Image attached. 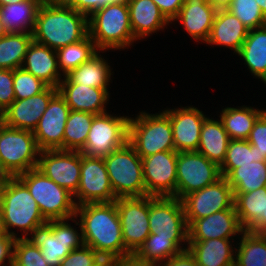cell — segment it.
<instances>
[{
    "label": "cell",
    "instance_id": "1",
    "mask_svg": "<svg viewBox=\"0 0 266 266\" xmlns=\"http://www.w3.org/2000/svg\"><path fill=\"white\" fill-rule=\"evenodd\" d=\"M80 216V231L84 245L93 248L103 259L117 260L131 257L125 248L121 221L116 202L87 203L76 206L75 218Z\"/></svg>",
    "mask_w": 266,
    "mask_h": 266
},
{
    "label": "cell",
    "instance_id": "2",
    "mask_svg": "<svg viewBox=\"0 0 266 266\" xmlns=\"http://www.w3.org/2000/svg\"><path fill=\"white\" fill-rule=\"evenodd\" d=\"M88 35V17L69 5L41 4L33 40L53 50L79 42Z\"/></svg>",
    "mask_w": 266,
    "mask_h": 266
},
{
    "label": "cell",
    "instance_id": "3",
    "mask_svg": "<svg viewBox=\"0 0 266 266\" xmlns=\"http://www.w3.org/2000/svg\"><path fill=\"white\" fill-rule=\"evenodd\" d=\"M0 214L4 232L14 239L27 238L28 232L47 222L29 192L18 177H8L0 188ZM19 228L23 237H17L11 228Z\"/></svg>",
    "mask_w": 266,
    "mask_h": 266
},
{
    "label": "cell",
    "instance_id": "4",
    "mask_svg": "<svg viewBox=\"0 0 266 266\" xmlns=\"http://www.w3.org/2000/svg\"><path fill=\"white\" fill-rule=\"evenodd\" d=\"M88 35L97 49H122L136 41L130 23L128 5L108 3L88 17Z\"/></svg>",
    "mask_w": 266,
    "mask_h": 266
},
{
    "label": "cell",
    "instance_id": "5",
    "mask_svg": "<svg viewBox=\"0 0 266 266\" xmlns=\"http://www.w3.org/2000/svg\"><path fill=\"white\" fill-rule=\"evenodd\" d=\"M103 160L117 198L147 196L142 159L129 142L111 152Z\"/></svg>",
    "mask_w": 266,
    "mask_h": 266
},
{
    "label": "cell",
    "instance_id": "6",
    "mask_svg": "<svg viewBox=\"0 0 266 266\" xmlns=\"http://www.w3.org/2000/svg\"><path fill=\"white\" fill-rule=\"evenodd\" d=\"M135 118L129 120L128 142L141 158L175 150L170 117L165 111L153 115L141 112Z\"/></svg>",
    "mask_w": 266,
    "mask_h": 266
},
{
    "label": "cell",
    "instance_id": "7",
    "mask_svg": "<svg viewBox=\"0 0 266 266\" xmlns=\"http://www.w3.org/2000/svg\"><path fill=\"white\" fill-rule=\"evenodd\" d=\"M29 189L43 217L49 220L75 217L76 205L73 195L37 168L17 176Z\"/></svg>",
    "mask_w": 266,
    "mask_h": 266
},
{
    "label": "cell",
    "instance_id": "8",
    "mask_svg": "<svg viewBox=\"0 0 266 266\" xmlns=\"http://www.w3.org/2000/svg\"><path fill=\"white\" fill-rule=\"evenodd\" d=\"M40 151L33 131L0 125V166L9 177L37 168Z\"/></svg>",
    "mask_w": 266,
    "mask_h": 266
},
{
    "label": "cell",
    "instance_id": "9",
    "mask_svg": "<svg viewBox=\"0 0 266 266\" xmlns=\"http://www.w3.org/2000/svg\"><path fill=\"white\" fill-rule=\"evenodd\" d=\"M67 219L49 220L37 226L26 238L40 248L41 254L49 266H60L62 260L74 249L84 245L82 233H78Z\"/></svg>",
    "mask_w": 266,
    "mask_h": 266
},
{
    "label": "cell",
    "instance_id": "10",
    "mask_svg": "<svg viewBox=\"0 0 266 266\" xmlns=\"http://www.w3.org/2000/svg\"><path fill=\"white\" fill-rule=\"evenodd\" d=\"M149 228L155 238H169L181 251L182 242L189 241L182 200L175 197L149 196Z\"/></svg>",
    "mask_w": 266,
    "mask_h": 266
},
{
    "label": "cell",
    "instance_id": "11",
    "mask_svg": "<svg viewBox=\"0 0 266 266\" xmlns=\"http://www.w3.org/2000/svg\"><path fill=\"white\" fill-rule=\"evenodd\" d=\"M129 120L127 116L95 115L84 147L80 150L88 157L104 158L128 142Z\"/></svg>",
    "mask_w": 266,
    "mask_h": 266
},
{
    "label": "cell",
    "instance_id": "12",
    "mask_svg": "<svg viewBox=\"0 0 266 266\" xmlns=\"http://www.w3.org/2000/svg\"><path fill=\"white\" fill-rule=\"evenodd\" d=\"M176 198L203 189L222 177L220 166L197 151L177 154Z\"/></svg>",
    "mask_w": 266,
    "mask_h": 266
},
{
    "label": "cell",
    "instance_id": "13",
    "mask_svg": "<svg viewBox=\"0 0 266 266\" xmlns=\"http://www.w3.org/2000/svg\"><path fill=\"white\" fill-rule=\"evenodd\" d=\"M234 192L226 177L186 195L182 199L188 227L197 219L225 209H235Z\"/></svg>",
    "mask_w": 266,
    "mask_h": 266
},
{
    "label": "cell",
    "instance_id": "14",
    "mask_svg": "<svg viewBox=\"0 0 266 266\" xmlns=\"http://www.w3.org/2000/svg\"><path fill=\"white\" fill-rule=\"evenodd\" d=\"M125 248L133 255L150 235L149 196L115 200Z\"/></svg>",
    "mask_w": 266,
    "mask_h": 266
},
{
    "label": "cell",
    "instance_id": "15",
    "mask_svg": "<svg viewBox=\"0 0 266 266\" xmlns=\"http://www.w3.org/2000/svg\"><path fill=\"white\" fill-rule=\"evenodd\" d=\"M76 206L87 203L114 202L117 197L111 187L103 158L88 157L81 153L80 182L73 196Z\"/></svg>",
    "mask_w": 266,
    "mask_h": 266
},
{
    "label": "cell",
    "instance_id": "16",
    "mask_svg": "<svg viewBox=\"0 0 266 266\" xmlns=\"http://www.w3.org/2000/svg\"><path fill=\"white\" fill-rule=\"evenodd\" d=\"M177 154L175 150H169L141 158L148 196L176 198Z\"/></svg>",
    "mask_w": 266,
    "mask_h": 266
},
{
    "label": "cell",
    "instance_id": "17",
    "mask_svg": "<svg viewBox=\"0 0 266 266\" xmlns=\"http://www.w3.org/2000/svg\"><path fill=\"white\" fill-rule=\"evenodd\" d=\"M37 169L73 196L80 182L81 152L70 150H41Z\"/></svg>",
    "mask_w": 266,
    "mask_h": 266
},
{
    "label": "cell",
    "instance_id": "18",
    "mask_svg": "<svg viewBox=\"0 0 266 266\" xmlns=\"http://www.w3.org/2000/svg\"><path fill=\"white\" fill-rule=\"evenodd\" d=\"M70 108L59 92L50 100L33 131L40 150H63L64 130Z\"/></svg>",
    "mask_w": 266,
    "mask_h": 266
},
{
    "label": "cell",
    "instance_id": "19",
    "mask_svg": "<svg viewBox=\"0 0 266 266\" xmlns=\"http://www.w3.org/2000/svg\"><path fill=\"white\" fill-rule=\"evenodd\" d=\"M58 93V88L48 86L38 95L15 99L3 112V123L12 128L34 131L50 100Z\"/></svg>",
    "mask_w": 266,
    "mask_h": 266
},
{
    "label": "cell",
    "instance_id": "20",
    "mask_svg": "<svg viewBox=\"0 0 266 266\" xmlns=\"http://www.w3.org/2000/svg\"><path fill=\"white\" fill-rule=\"evenodd\" d=\"M170 117L176 152L197 151L201 127L207 118L195 107L164 110Z\"/></svg>",
    "mask_w": 266,
    "mask_h": 266
},
{
    "label": "cell",
    "instance_id": "21",
    "mask_svg": "<svg viewBox=\"0 0 266 266\" xmlns=\"http://www.w3.org/2000/svg\"><path fill=\"white\" fill-rule=\"evenodd\" d=\"M189 240L229 239L244 229L240 225L236 209H225L205 218L195 220L189 227Z\"/></svg>",
    "mask_w": 266,
    "mask_h": 266
},
{
    "label": "cell",
    "instance_id": "22",
    "mask_svg": "<svg viewBox=\"0 0 266 266\" xmlns=\"http://www.w3.org/2000/svg\"><path fill=\"white\" fill-rule=\"evenodd\" d=\"M58 92L72 111L89 112L94 115L106 113L105 104L109 101L107 89L74 84L65 76L60 81Z\"/></svg>",
    "mask_w": 266,
    "mask_h": 266
},
{
    "label": "cell",
    "instance_id": "23",
    "mask_svg": "<svg viewBox=\"0 0 266 266\" xmlns=\"http://www.w3.org/2000/svg\"><path fill=\"white\" fill-rule=\"evenodd\" d=\"M22 68L48 86L58 88L60 84L57 51L34 40L27 49Z\"/></svg>",
    "mask_w": 266,
    "mask_h": 266
},
{
    "label": "cell",
    "instance_id": "24",
    "mask_svg": "<svg viewBox=\"0 0 266 266\" xmlns=\"http://www.w3.org/2000/svg\"><path fill=\"white\" fill-rule=\"evenodd\" d=\"M234 206L244 231L264 234L266 186L247 193H234Z\"/></svg>",
    "mask_w": 266,
    "mask_h": 266
},
{
    "label": "cell",
    "instance_id": "25",
    "mask_svg": "<svg viewBox=\"0 0 266 266\" xmlns=\"http://www.w3.org/2000/svg\"><path fill=\"white\" fill-rule=\"evenodd\" d=\"M217 9L207 0H184L180 12L174 18L195 40H208Z\"/></svg>",
    "mask_w": 266,
    "mask_h": 266
},
{
    "label": "cell",
    "instance_id": "26",
    "mask_svg": "<svg viewBox=\"0 0 266 266\" xmlns=\"http://www.w3.org/2000/svg\"><path fill=\"white\" fill-rule=\"evenodd\" d=\"M248 32L249 29L235 15L227 9H220L216 11L206 44L229 47L238 53Z\"/></svg>",
    "mask_w": 266,
    "mask_h": 266
},
{
    "label": "cell",
    "instance_id": "27",
    "mask_svg": "<svg viewBox=\"0 0 266 266\" xmlns=\"http://www.w3.org/2000/svg\"><path fill=\"white\" fill-rule=\"evenodd\" d=\"M128 10L136 40L164 29L165 25L171 23L152 0H131Z\"/></svg>",
    "mask_w": 266,
    "mask_h": 266
},
{
    "label": "cell",
    "instance_id": "28",
    "mask_svg": "<svg viewBox=\"0 0 266 266\" xmlns=\"http://www.w3.org/2000/svg\"><path fill=\"white\" fill-rule=\"evenodd\" d=\"M229 239L189 240L187 249L199 266H229L235 263ZM234 251V252H233Z\"/></svg>",
    "mask_w": 266,
    "mask_h": 266
},
{
    "label": "cell",
    "instance_id": "29",
    "mask_svg": "<svg viewBox=\"0 0 266 266\" xmlns=\"http://www.w3.org/2000/svg\"><path fill=\"white\" fill-rule=\"evenodd\" d=\"M229 141L230 138L222 121L207 117L201 127L197 152L220 166L225 159Z\"/></svg>",
    "mask_w": 266,
    "mask_h": 266
},
{
    "label": "cell",
    "instance_id": "30",
    "mask_svg": "<svg viewBox=\"0 0 266 266\" xmlns=\"http://www.w3.org/2000/svg\"><path fill=\"white\" fill-rule=\"evenodd\" d=\"M41 4L39 0H26L0 6L1 20L6 31L33 34Z\"/></svg>",
    "mask_w": 266,
    "mask_h": 266
},
{
    "label": "cell",
    "instance_id": "31",
    "mask_svg": "<svg viewBox=\"0 0 266 266\" xmlns=\"http://www.w3.org/2000/svg\"><path fill=\"white\" fill-rule=\"evenodd\" d=\"M237 54L251 73L266 84V25L249 30Z\"/></svg>",
    "mask_w": 266,
    "mask_h": 266
},
{
    "label": "cell",
    "instance_id": "32",
    "mask_svg": "<svg viewBox=\"0 0 266 266\" xmlns=\"http://www.w3.org/2000/svg\"><path fill=\"white\" fill-rule=\"evenodd\" d=\"M266 110L253 109L242 106L240 108L227 107L222 109L219 117L230 139L247 140L256 120Z\"/></svg>",
    "mask_w": 266,
    "mask_h": 266
},
{
    "label": "cell",
    "instance_id": "33",
    "mask_svg": "<svg viewBox=\"0 0 266 266\" xmlns=\"http://www.w3.org/2000/svg\"><path fill=\"white\" fill-rule=\"evenodd\" d=\"M74 84L107 89L110 82L111 69L104 58L97 52L88 61L82 63L66 75Z\"/></svg>",
    "mask_w": 266,
    "mask_h": 266
},
{
    "label": "cell",
    "instance_id": "34",
    "mask_svg": "<svg viewBox=\"0 0 266 266\" xmlns=\"http://www.w3.org/2000/svg\"><path fill=\"white\" fill-rule=\"evenodd\" d=\"M33 34L8 32L0 39V69L21 68Z\"/></svg>",
    "mask_w": 266,
    "mask_h": 266
},
{
    "label": "cell",
    "instance_id": "35",
    "mask_svg": "<svg viewBox=\"0 0 266 266\" xmlns=\"http://www.w3.org/2000/svg\"><path fill=\"white\" fill-rule=\"evenodd\" d=\"M234 193H247L266 186V161L239 165L227 177Z\"/></svg>",
    "mask_w": 266,
    "mask_h": 266
},
{
    "label": "cell",
    "instance_id": "36",
    "mask_svg": "<svg viewBox=\"0 0 266 266\" xmlns=\"http://www.w3.org/2000/svg\"><path fill=\"white\" fill-rule=\"evenodd\" d=\"M235 255L237 266H266V235L244 231Z\"/></svg>",
    "mask_w": 266,
    "mask_h": 266
},
{
    "label": "cell",
    "instance_id": "37",
    "mask_svg": "<svg viewBox=\"0 0 266 266\" xmlns=\"http://www.w3.org/2000/svg\"><path fill=\"white\" fill-rule=\"evenodd\" d=\"M94 114L70 110L64 130L63 150L80 151L87 140Z\"/></svg>",
    "mask_w": 266,
    "mask_h": 266
},
{
    "label": "cell",
    "instance_id": "38",
    "mask_svg": "<svg viewBox=\"0 0 266 266\" xmlns=\"http://www.w3.org/2000/svg\"><path fill=\"white\" fill-rule=\"evenodd\" d=\"M180 252L169 238H155V234L150 233L132 256L140 262L157 266Z\"/></svg>",
    "mask_w": 266,
    "mask_h": 266
},
{
    "label": "cell",
    "instance_id": "39",
    "mask_svg": "<svg viewBox=\"0 0 266 266\" xmlns=\"http://www.w3.org/2000/svg\"><path fill=\"white\" fill-rule=\"evenodd\" d=\"M97 50L89 35L79 42L59 48L57 50L59 70L66 76L94 56L98 52Z\"/></svg>",
    "mask_w": 266,
    "mask_h": 266
},
{
    "label": "cell",
    "instance_id": "40",
    "mask_svg": "<svg viewBox=\"0 0 266 266\" xmlns=\"http://www.w3.org/2000/svg\"><path fill=\"white\" fill-rule=\"evenodd\" d=\"M252 161H266L259 158L256 147L248 140L230 139L223 163L220 165L221 175L227 177L239 165L250 164Z\"/></svg>",
    "mask_w": 266,
    "mask_h": 266
},
{
    "label": "cell",
    "instance_id": "41",
    "mask_svg": "<svg viewBox=\"0 0 266 266\" xmlns=\"http://www.w3.org/2000/svg\"><path fill=\"white\" fill-rule=\"evenodd\" d=\"M227 10L249 30L266 25V18L255 0H233Z\"/></svg>",
    "mask_w": 266,
    "mask_h": 266
},
{
    "label": "cell",
    "instance_id": "42",
    "mask_svg": "<svg viewBox=\"0 0 266 266\" xmlns=\"http://www.w3.org/2000/svg\"><path fill=\"white\" fill-rule=\"evenodd\" d=\"M48 85L22 67L13 70L15 99H26L43 92Z\"/></svg>",
    "mask_w": 266,
    "mask_h": 266
},
{
    "label": "cell",
    "instance_id": "43",
    "mask_svg": "<svg viewBox=\"0 0 266 266\" xmlns=\"http://www.w3.org/2000/svg\"><path fill=\"white\" fill-rule=\"evenodd\" d=\"M12 266H49L44 260L40 248L24 238L15 239L13 245Z\"/></svg>",
    "mask_w": 266,
    "mask_h": 266
},
{
    "label": "cell",
    "instance_id": "44",
    "mask_svg": "<svg viewBox=\"0 0 266 266\" xmlns=\"http://www.w3.org/2000/svg\"><path fill=\"white\" fill-rule=\"evenodd\" d=\"M104 259L90 246L83 245L72 250L60 263V266H97Z\"/></svg>",
    "mask_w": 266,
    "mask_h": 266
},
{
    "label": "cell",
    "instance_id": "45",
    "mask_svg": "<svg viewBox=\"0 0 266 266\" xmlns=\"http://www.w3.org/2000/svg\"><path fill=\"white\" fill-rule=\"evenodd\" d=\"M247 140L256 147L259 158L266 160V111L256 120Z\"/></svg>",
    "mask_w": 266,
    "mask_h": 266
},
{
    "label": "cell",
    "instance_id": "46",
    "mask_svg": "<svg viewBox=\"0 0 266 266\" xmlns=\"http://www.w3.org/2000/svg\"><path fill=\"white\" fill-rule=\"evenodd\" d=\"M14 100L13 70L0 69V110L4 112Z\"/></svg>",
    "mask_w": 266,
    "mask_h": 266
},
{
    "label": "cell",
    "instance_id": "47",
    "mask_svg": "<svg viewBox=\"0 0 266 266\" xmlns=\"http://www.w3.org/2000/svg\"><path fill=\"white\" fill-rule=\"evenodd\" d=\"M164 14V16L172 22L178 15L181 7L184 4V0H152Z\"/></svg>",
    "mask_w": 266,
    "mask_h": 266
},
{
    "label": "cell",
    "instance_id": "48",
    "mask_svg": "<svg viewBox=\"0 0 266 266\" xmlns=\"http://www.w3.org/2000/svg\"><path fill=\"white\" fill-rule=\"evenodd\" d=\"M106 4L108 0H72L69 6L88 17Z\"/></svg>",
    "mask_w": 266,
    "mask_h": 266
},
{
    "label": "cell",
    "instance_id": "49",
    "mask_svg": "<svg viewBox=\"0 0 266 266\" xmlns=\"http://www.w3.org/2000/svg\"><path fill=\"white\" fill-rule=\"evenodd\" d=\"M15 239L4 233L0 236V266L13 265V245ZM8 259L9 265H3L5 260Z\"/></svg>",
    "mask_w": 266,
    "mask_h": 266
},
{
    "label": "cell",
    "instance_id": "50",
    "mask_svg": "<svg viewBox=\"0 0 266 266\" xmlns=\"http://www.w3.org/2000/svg\"><path fill=\"white\" fill-rule=\"evenodd\" d=\"M162 264V265H161ZM199 266L194 256L188 249L181 251L179 254L169 258L164 263H160L157 266Z\"/></svg>",
    "mask_w": 266,
    "mask_h": 266
},
{
    "label": "cell",
    "instance_id": "51",
    "mask_svg": "<svg viewBox=\"0 0 266 266\" xmlns=\"http://www.w3.org/2000/svg\"><path fill=\"white\" fill-rule=\"evenodd\" d=\"M114 266H152L136 260L133 256L114 260Z\"/></svg>",
    "mask_w": 266,
    "mask_h": 266
},
{
    "label": "cell",
    "instance_id": "52",
    "mask_svg": "<svg viewBox=\"0 0 266 266\" xmlns=\"http://www.w3.org/2000/svg\"><path fill=\"white\" fill-rule=\"evenodd\" d=\"M217 10L227 9L233 0H207Z\"/></svg>",
    "mask_w": 266,
    "mask_h": 266
},
{
    "label": "cell",
    "instance_id": "53",
    "mask_svg": "<svg viewBox=\"0 0 266 266\" xmlns=\"http://www.w3.org/2000/svg\"><path fill=\"white\" fill-rule=\"evenodd\" d=\"M72 0H44V4L49 5H69Z\"/></svg>",
    "mask_w": 266,
    "mask_h": 266
},
{
    "label": "cell",
    "instance_id": "54",
    "mask_svg": "<svg viewBox=\"0 0 266 266\" xmlns=\"http://www.w3.org/2000/svg\"><path fill=\"white\" fill-rule=\"evenodd\" d=\"M8 177L9 176L2 170L0 166V188L5 184Z\"/></svg>",
    "mask_w": 266,
    "mask_h": 266
},
{
    "label": "cell",
    "instance_id": "55",
    "mask_svg": "<svg viewBox=\"0 0 266 266\" xmlns=\"http://www.w3.org/2000/svg\"><path fill=\"white\" fill-rule=\"evenodd\" d=\"M266 18V0H255Z\"/></svg>",
    "mask_w": 266,
    "mask_h": 266
},
{
    "label": "cell",
    "instance_id": "56",
    "mask_svg": "<svg viewBox=\"0 0 266 266\" xmlns=\"http://www.w3.org/2000/svg\"><path fill=\"white\" fill-rule=\"evenodd\" d=\"M8 32L5 29V26L1 20V12H0V39L3 38Z\"/></svg>",
    "mask_w": 266,
    "mask_h": 266
},
{
    "label": "cell",
    "instance_id": "57",
    "mask_svg": "<svg viewBox=\"0 0 266 266\" xmlns=\"http://www.w3.org/2000/svg\"><path fill=\"white\" fill-rule=\"evenodd\" d=\"M97 266H114V260L104 259L99 265Z\"/></svg>",
    "mask_w": 266,
    "mask_h": 266
},
{
    "label": "cell",
    "instance_id": "58",
    "mask_svg": "<svg viewBox=\"0 0 266 266\" xmlns=\"http://www.w3.org/2000/svg\"><path fill=\"white\" fill-rule=\"evenodd\" d=\"M20 1H26V0H0V6H4L10 3L13 4V3L20 2Z\"/></svg>",
    "mask_w": 266,
    "mask_h": 266
},
{
    "label": "cell",
    "instance_id": "59",
    "mask_svg": "<svg viewBox=\"0 0 266 266\" xmlns=\"http://www.w3.org/2000/svg\"><path fill=\"white\" fill-rule=\"evenodd\" d=\"M131 0H108V3H122L128 5Z\"/></svg>",
    "mask_w": 266,
    "mask_h": 266
},
{
    "label": "cell",
    "instance_id": "60",
    "mask_svg": "<svg viewBox=\"0 0 266 266\" xmlns=\"http://www.w3.org/2000/svg\"><path fill=\"white\" fill-rule=\"evenodd\" d=\"M5 232H4V229H3V225H2V217H1V214H0V236L3 235Z\"/></svg>",
    "mask_w": 266,
    "mask_h": 266
},
{
    "label": "cell",
    "instance_id": "61",
    "mask_svg": "<svg viewBox=\"0 0 266 266\" xmlns=\"http://www.w3.org/2000/svg\"><path fill=\"white\" fill-rule=\"evenodd\" d=\"M3 123V112L0 110V125Z\"/></svg>",
    "mask_w": 266,
    "mask_h": 266
},
{
    "label": "cell",
    "instance_id": "62",
    "mask_svg": "<svg viewBox=\"0 0 266 266\" xmlns=\"http://www.w3.org/2000/svg\"><path fill=\"white\" fill-rule=\"evenodd\" d=\"M266 233V218H264V234Z\"/></svg>",
    "mask_w": 266,
    "mask_h": 266
},
{
    "label": "cell",
    "instance_id": "63",
    "mask_svg": "<svg viewBox=\"0 0 266 266\" xmlns=\"http://www.w3.org/2000/svg\"><path fill=\"white\" fill-rule=\"evenodd\" d=\"M229 266H237V265H236V263H233V264H231V265H229Z\"/></svg>",
    "mask_w": 266,
    "mask_h": 266
}]
</instances>
